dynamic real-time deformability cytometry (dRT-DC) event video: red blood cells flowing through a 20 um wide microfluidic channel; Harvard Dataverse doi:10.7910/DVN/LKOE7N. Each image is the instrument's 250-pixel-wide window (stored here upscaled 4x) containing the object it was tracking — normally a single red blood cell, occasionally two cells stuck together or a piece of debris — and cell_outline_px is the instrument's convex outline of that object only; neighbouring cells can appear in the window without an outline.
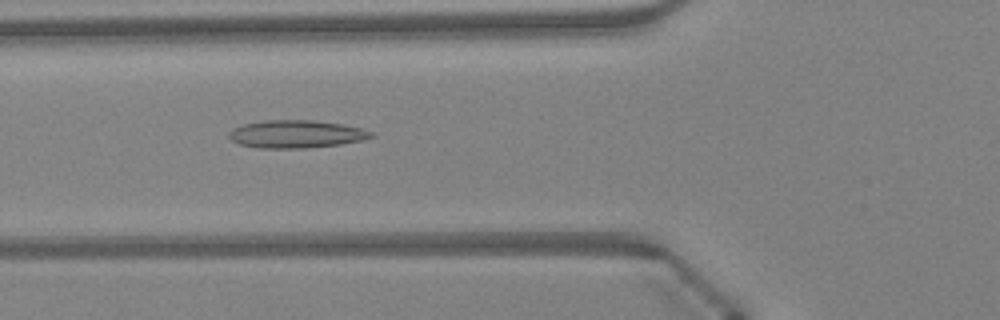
{"species": "Egyptian fruit bat (a non-hibernating species)", "species_latin": "Rousettus aegyptiacus", "temperature_condition": "warm", "stored_images_in_passage": 47, "camera_frame_rate_fps": 3000, "um_per_image_px": 0.085, "animal": {"sex": "female"}, "frame": {"image": 1, "passage_image": 18, "time_ms": 5.667, "image_size_px": [1000, 320], "cell_outline_px": [[376, 136], [364, 140], [340, 144], [304, 148], [256, 148], [240, 144], [232, 140], [228, 136], [228, 132], [232, 128], [244, 124], [268, 120], [316, 120], [344, 124], [360, 128], [372, 132]], "centroid_in_image_um": [25.19, 11.39], "position_along_channel_um": 100.6, "area_um2": 23.12}}
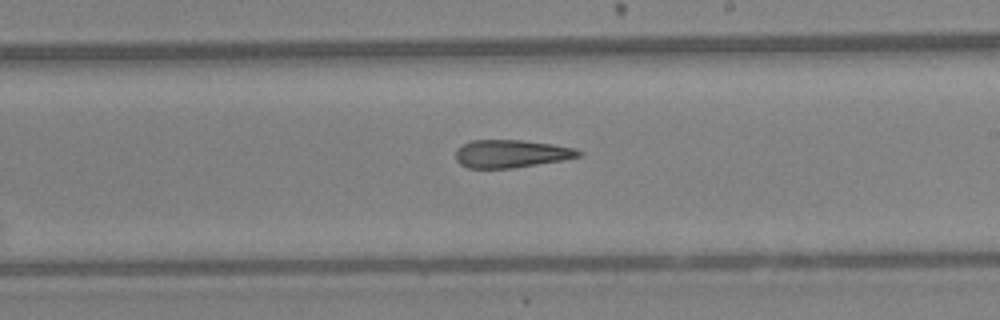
{"frame": {"image": 2, "passage_image": 28, "time_ms": 9.0, "image_size_px": [1000, 320], "cell_outline_px": [[584, 156], [512, 168], [468, 168], [460, 164], [456, 160], [456, 148], [472, 140], [520, 140], [552, 144], [572, 148], [584, 152]], "centroid_in_image_um": [43.44, 13.06], "position_along_channel_um": 245.6, "area_um2": 19.83}}
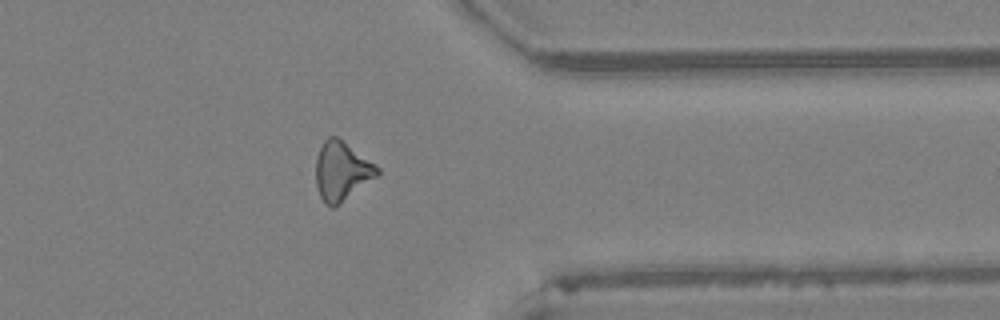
{"frame": {"image": 3, "passage_image": 38, "time_ms": 12.333, "image_size_px": [1000, 320], "cell_outline_px": [[380, 176], [332, 208], [324, 204], [320, 196], [316, 184], [316, 156], [324, 140], [328, 136], [336, 136], [376, 164], [380, 168]], "centroid_in_image_um": [29.06, 14.55], "position_along_channel_um": 382.3, "area_um2": 21.21}, "authors_computed_cell_mechanics": {"area_um2": 20.9814, "velocity_mm_per_s": 4.364, "shape_relaxation_time_tau1_ms": null, "shape_relaxation_time_tau2_ms": 8.1355, "deformation_change_tau1": null, "deformation_change_tau2": 0.2676}}